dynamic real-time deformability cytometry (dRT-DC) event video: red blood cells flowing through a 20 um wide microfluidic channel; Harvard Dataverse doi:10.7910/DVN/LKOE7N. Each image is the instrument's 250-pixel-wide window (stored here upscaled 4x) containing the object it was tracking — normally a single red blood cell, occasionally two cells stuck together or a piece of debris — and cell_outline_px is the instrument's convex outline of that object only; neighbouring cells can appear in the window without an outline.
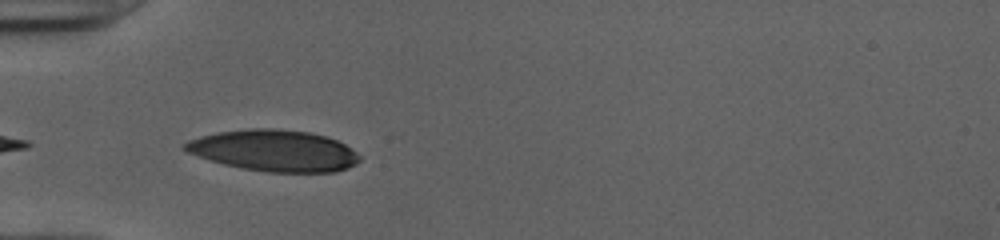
{"species": "human", "species_latin": "Homo sapiens", "temperature_condition": "cold", "stored_images_in_passage": 4, "camera_frame_rate_fps": 3000, "um_per_image_px": 0.085, "donor": {"sex": "female"}, "frame": {"image": 1, "passage_image": 1, "time_ms": 0.0, "image_size_px": [1000, 240], "cell_outline_px": [[360, 160], [356, 164], [348, 168], [336, 172], [268, 172], [240, 168], [208, 160], [188, 152], [180, 148], [188, 140], [200, 136], [220, 132], [252, 128], [272, 128], [308, 132], [328, 136], [352, 148], [360, 156]], "centroid_in_image_um": [23.31, 12.81], "position_along_channel_um": 61.7, "area_um2": 42.25}}
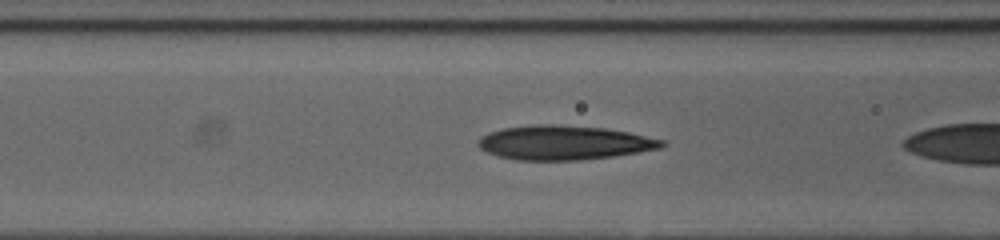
{"frame": {"image": 2, "passage_image": 3, "time_ms": 0.667, "image_size_px": [1000, 240], "cell_outline_px": [[664, 144], [660, 148], [612, 156], [580, 160], [516, 160], [496, 156], [480, 148], [476, 144], [476, 140], [480, 136], [488, 132], [504, 128], [536, 124], [556, 124], [604, 128], [628, 132], [664, 140]], "centroid_in_image_um": [47.86, 12.12], "position_along_channel_um": 118.7, "area_um2": 36.65}}